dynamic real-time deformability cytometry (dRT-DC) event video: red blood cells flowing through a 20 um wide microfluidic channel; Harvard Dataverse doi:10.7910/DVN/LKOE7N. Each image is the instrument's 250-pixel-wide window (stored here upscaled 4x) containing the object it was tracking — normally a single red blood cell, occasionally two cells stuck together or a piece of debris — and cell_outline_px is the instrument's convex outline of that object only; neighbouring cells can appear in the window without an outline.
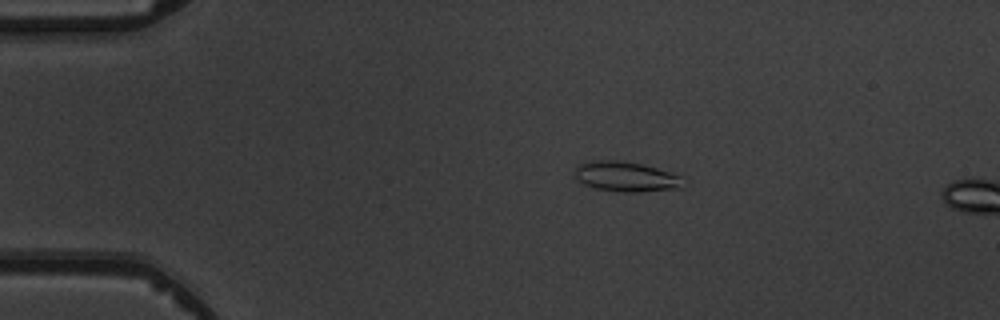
{"species": "common noctule bat (a hibernating species)", "species_latin": "Nyctalus noctula", "temperature_condition": "warm", "stored_images_in_passage": 4, "camera_frame_rate_fps": 3000, "um_per_image_px": 0.085, "animal": {"sex": "male", "body_mass_g": 19.5, "forearm_length_mm": 54.6}, "frame": {"image": 1, "passage_image": 3, "time_ms": 2.333, "image_size_px": [1000, 320], "cell_outline_px": [[684, 176], [680, 188], [640, 192], [624, 192], [596, 188], [584, 184], [576, 176], [576, 164], [596, 160], [620, 160], [640, 164], [656, 168]], "centroid_in_image_um": [53.23, 15.01], "position_along_channel_um": 31.8, "area_um2": 18.79}}